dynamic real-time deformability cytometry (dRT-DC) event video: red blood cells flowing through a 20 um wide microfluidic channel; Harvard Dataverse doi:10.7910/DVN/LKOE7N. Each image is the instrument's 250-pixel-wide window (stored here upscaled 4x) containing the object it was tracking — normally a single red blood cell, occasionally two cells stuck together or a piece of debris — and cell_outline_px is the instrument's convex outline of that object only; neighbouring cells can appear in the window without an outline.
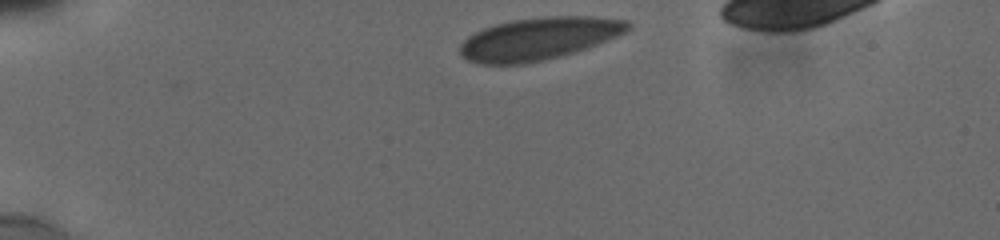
{"species": "human", "species_latin": "Homo sapiens", "temperature_condition": "cold", "stored_images_in_passage": 25, "camera_frame_rate_fps": 3000, "um_per_image_px": 0.085, "donor": {"sex": "male"}, "frame": {"image": 1, "passage_image": 1, "time_ms": 0.0, "image_size_px": [1000, 240], "cell_outline_px": [[632, 24], [624, 32], [616, 36], [556, 56], [524, 64], [484, 64], [468, 60], [460, 52], [460, 44], [468, 36], [484, 28], [496, 24], [512, 20], [544, 16], [592, 16], [624, 20]], "centroid_in_image_um": [45.73, 3.26], "position_along_channel_um": 39.3, "area_um2": 40.34}}
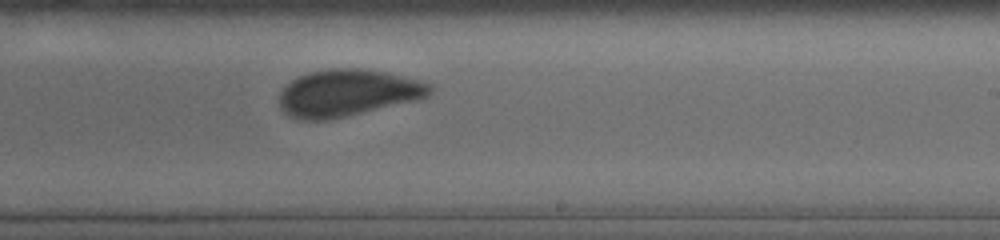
{"frame": {"image": 2, "passage_image": 16, "time_ms": 7.333, "image_size_px": [1000, 240], "cell_outline_px": [[432, 92], [428, 96], [420, 100], [328, 120], [304, 120], [292, 116], [284, 112], [280, 104], [280, 92], [292, 80], [308, 72], [332, 68], [360, 68], [384, 72], [420, 80], [432, 84]], "centroid_in_image_um": [29.6, 7.9], "position_along_channel_um": 259.4, "area_um2": 41.1}}
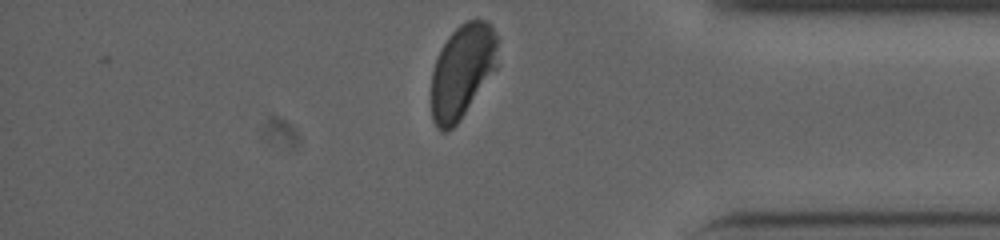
{"frame": {"image": 3, "passage_image": 25, "time_ms": 11.333, "image_size_px": [1000, 240], "cell_outline_px": [[500, 40], [496, 68], [460, 120], [452, 128], [444, 132], [440, 132], [436, 128], [432, 120], [432, 72], [436, 60], [448, 36], [460, 24], [476, 16], [488, 20], [492, 24]], "centroid_in_image_um": [39.33, 5.99], "position_along_channel_um": 395.9, "area_um2": 36.82}, "authors_computed_cell_mechanics": {"area_um2": 41.038, "velocity_mm_per_s": 3.7983, "shape_relaxation_time_tau1_ms": 8.2398, "shape_relaxation_time_tau2_ms": null, "deformation_change_tau1": 0.1375, "deformation_change_tau2": null}}